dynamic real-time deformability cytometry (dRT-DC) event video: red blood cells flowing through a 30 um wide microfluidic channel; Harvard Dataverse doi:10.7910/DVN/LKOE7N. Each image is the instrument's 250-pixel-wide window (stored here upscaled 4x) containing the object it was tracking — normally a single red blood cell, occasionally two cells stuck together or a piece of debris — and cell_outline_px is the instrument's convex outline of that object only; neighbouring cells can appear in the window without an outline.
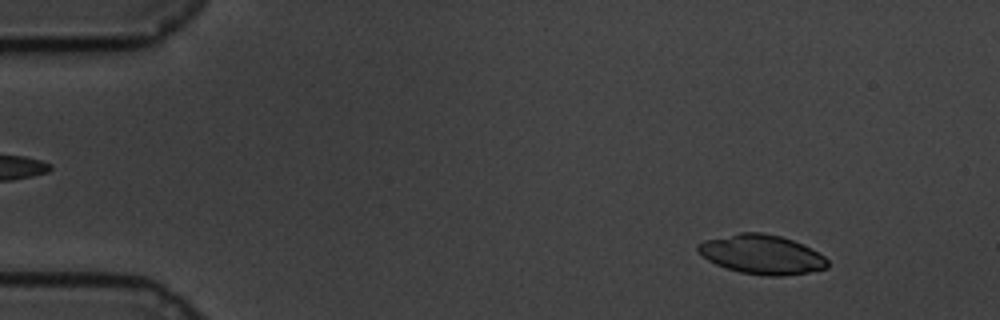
{"species": "common noctule bat (a hibernating species)", "species_latin": "Nyctalus noctula", "temperature_condition": "cold", "stored_images_in_passage": 59, "camera_frame_rate_fps": 3000, "um_per_image_px": 0.085, "animal": {"sex": "male", "body_mass_g": 19.5, "forearm_length_mm": 54.6}, "frame": {"image": 1, "passage_image": 6, "time_ms": 1.667, "image_size_px": [1000, 320], "cell_outline_px": [[828, 268], [808, 272], [780, 276], [768, 276], [740, 272], [716, 264], [708, 260], [696, 248], [696, 244], [704, 240], [740, 232], [764, 232], [780, 236], [792, 240], [824, 256], [828, 260]], "centroid_in_image_um": [64.73, 21.62], "position_along_channel_um": 20.3, "area_um2": 29.36}}
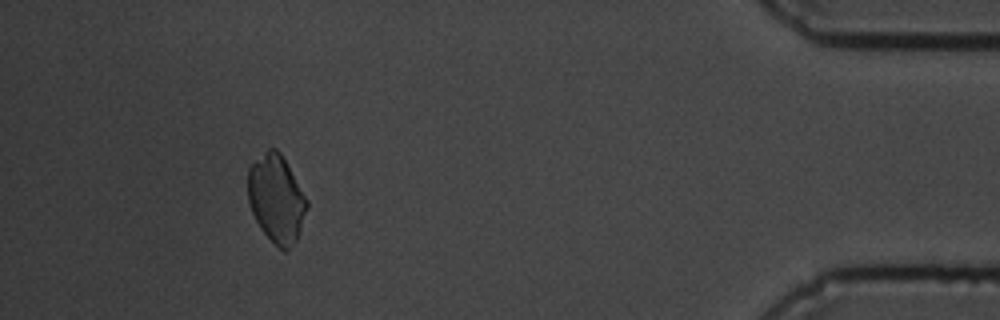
{"frame": {"image": 2, "passage_image": 54, "time_ms": 17.667, "image_size_px": [1000, 320], "cell_outline_px": [[308, 208], [300, 232], [296, 240], [288, 252], [284, 252], [260, 228], [252, 212], [248, 200], [248, 168], [268, 148], [276, 148], [280, 152], [308, 200]], "centroid_in_image_um": [23.51, 16.9], "position_along_channel_um": 411.7, "area_um2": 30.0}}